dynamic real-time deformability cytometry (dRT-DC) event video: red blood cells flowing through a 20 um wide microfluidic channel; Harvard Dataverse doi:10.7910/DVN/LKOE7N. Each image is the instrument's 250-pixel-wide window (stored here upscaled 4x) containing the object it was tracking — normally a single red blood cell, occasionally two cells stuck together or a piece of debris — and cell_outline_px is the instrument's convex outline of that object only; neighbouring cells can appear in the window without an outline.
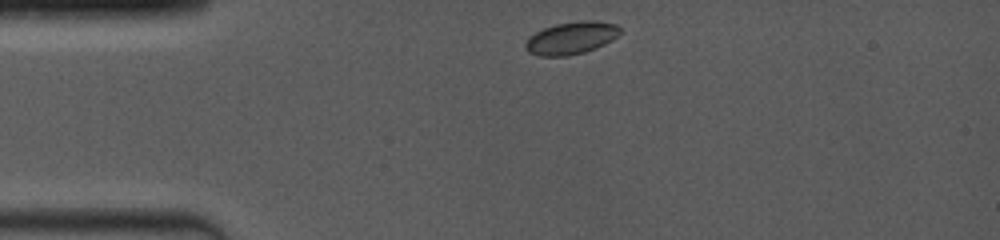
{"species": "common noctule bat (a hibernating species)", "species_latin": "Nyctalus noctula", "temperature_condition": "room temperature", "stored_images_in_passage": 17, "camera_frame_rate_fps": 4000, "um_per_image_px": 0.085, "animal": {"sex": "female", "body_mass_g": 19.0, "forearm_length_mm": 53.3}, "frame": {"image": 1, "passage_image": 1, "time_ms": 0.0, "image_size_px": [1000, 240], "cell_outline_px": [[620, 32], [612, 40], [596, 48], [584, 52], [568, 56], [540, 56], [528, 52], [524, 48], [524, 44], [528, 36], [544, 28], [556, 24], [580, 20], [592, 20], [616, 24], [620, 28]], "centroid_in_image_um": [48.52, 3.23], "position_along_channel_um": 36.5, "area_um2": 17.98}}
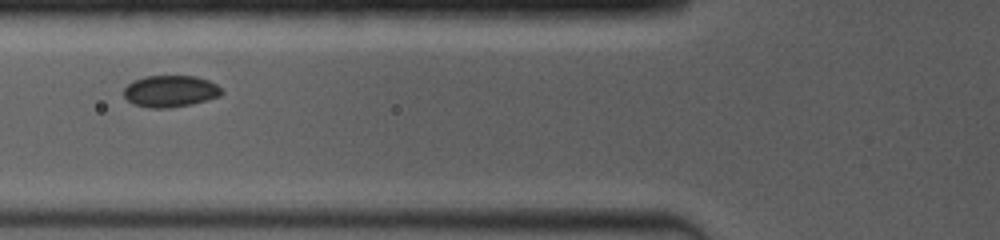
{"frame": {"image": 2, "passage_image": 8, "time_ms": 2.75, "image_size_px": [1000, 240], "cell_outline_px": [[224, 92], [220, 96], [208, 100], [192, 104], [168, 108], [148, 108], [132, 104], [124, 96], [124, 88], [132, 80], [144, 76], [196, 76], [208, 80], [216, 84]], "centroid_in_image_um": [14.47, 7.75], "position_along_channel_um": 111.3, "area_um2": 18.26}}
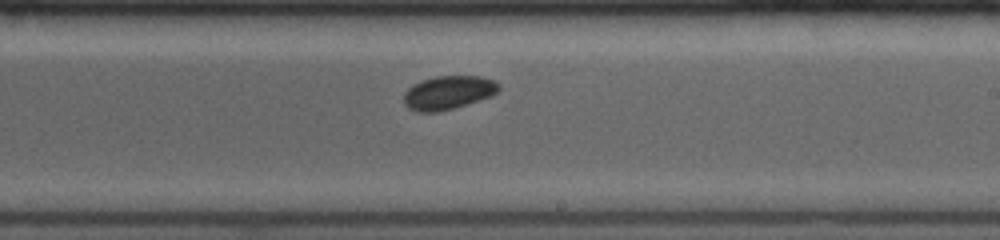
{"frame": {"image": 3, "passage_image": 17, "time_ms": 6.25, "image_size_px": [1000, 240], "cell_outline_px": [[500, 88], [492, 96], [452, 108], [436, 112], [416, 112], [408, 108], [404, 104], [404, 92], [412, 84], [420, 80], [436, 76], [480, 76], [496, 80], [500, 84]], "centroid_in_image_um": [38.08, 7.86], "position_along_channel_um": 250.9, "area_um2": 18.73}}